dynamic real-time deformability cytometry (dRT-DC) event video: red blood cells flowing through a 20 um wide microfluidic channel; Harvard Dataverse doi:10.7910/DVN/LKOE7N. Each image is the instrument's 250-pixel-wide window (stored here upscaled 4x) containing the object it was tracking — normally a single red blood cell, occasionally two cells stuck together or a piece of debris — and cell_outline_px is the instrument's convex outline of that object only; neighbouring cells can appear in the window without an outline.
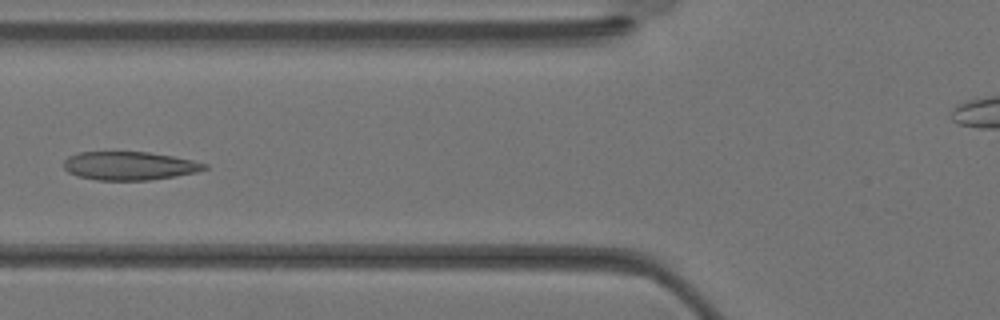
{"species": "Egyptian fruit bat (a non-hibernating species)", "species_latin": "Rousettus aegyptiacus", "temperature_condition": "warm", "stored_images_in_passage": 26, "camera_frame_rate_fps": 3000, "um_per_image_px": 0.085, "animal": {"sex": "female"}, "frame": {"image": 1, "passage_image": 8, "time_ms": 2.333, "image_size_px": [1000, 320], "cell_outline_px": [[208, 168], [196, 172], [176, 176], [148, 180], [96, 180], [76, 176], [68, 172], [64, 168], [64, 160], [68, 156], [76, 152], [148, 152], [172, 156], [192, 160], [208, 164]], "centroid_in_image_um": [10.97, 14.09], "position_along_channel_um": 114.8, "area_um2": 23.41}}
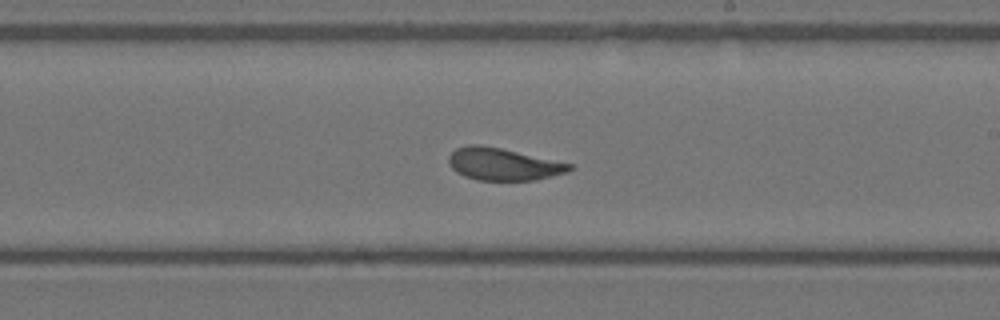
{"frame": {"image": 2, "passage_image": 15, "time_ms": 4.667, "image_size_px": [1000, 320], "cell_outline_px": [[572, 168], [568, 172], [536, 180], [476, 180], [464, 176], [456, 172], [448, 164], [448, 156], [456, 148], [468, 144], [480, 144], [500, 148], [572, 164]], "centroid_in_image_um": [42.72, 13.95], "position_along_channel_um": 246.3, "area_um2": 22.66}}
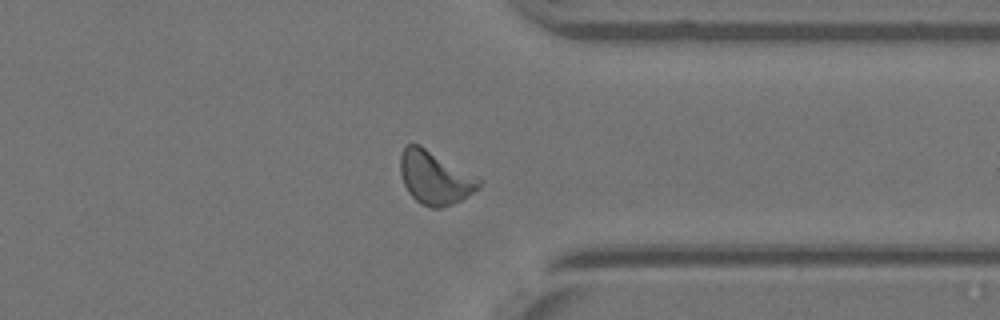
{"frame": {"image": 3, "passage_image": 22, "time_ms": 7.0, "image_size_px": [1000, 320], "cell_outline_px": [[484, 180], [480, 188], [460, 200], [452, 204], [440, 208], [432, 208], [420, 204], [408, 192], [404, 184], [400, 172], [400, 152], [404, 144], [420, 144]], "centroid_in_image_um": [36.96, 15.08], "position_along_channel_um": 374.4, "area_um2": 24.68}}